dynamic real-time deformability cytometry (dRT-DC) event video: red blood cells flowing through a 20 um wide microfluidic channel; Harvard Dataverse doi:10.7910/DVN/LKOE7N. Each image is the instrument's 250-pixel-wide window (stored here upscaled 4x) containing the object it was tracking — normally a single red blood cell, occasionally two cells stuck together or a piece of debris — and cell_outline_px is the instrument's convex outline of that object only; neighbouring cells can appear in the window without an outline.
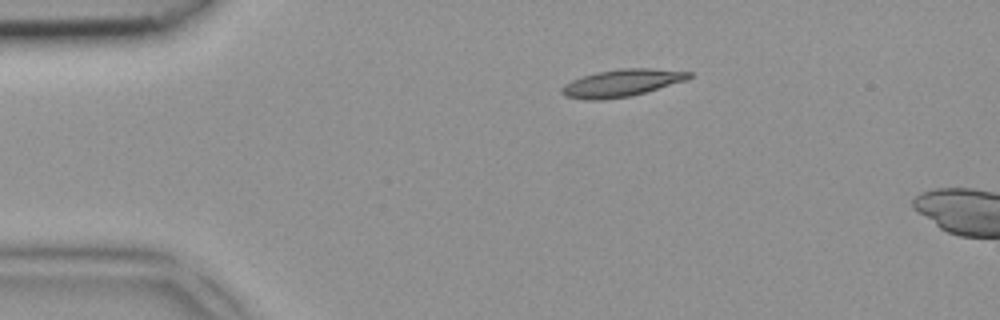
{"species": "common noctule bat (a hibernating species)", "species_latin": "Nyctalus noctula", "temperature_condition": "room temperature", "stored_images_in_passage": 3, "camera_frame_rate_fps": 3000, "um_per_image_px": 0.085, "animal": {"sex": "female", "body_mass_g": 18.4}, "frame": {"image": 1, "passage_image": 3, "time_ms": 0.667, "image_size_px": [1000, 320], "cell_outline_px": [[692, 76], [684, 80], [644, 92], [628, 96], [600, 100], [584, 100], [564, 96], [560, 92], [560, 88], [564, 84], [572, 80], [584, 76], [600, 72], [620, 68], [648, 68], [692, 72]], "centroid_in_image_um": [52.77, 7.06], "position_along_channel_um": 32.2, "area_um2": 19.83}}